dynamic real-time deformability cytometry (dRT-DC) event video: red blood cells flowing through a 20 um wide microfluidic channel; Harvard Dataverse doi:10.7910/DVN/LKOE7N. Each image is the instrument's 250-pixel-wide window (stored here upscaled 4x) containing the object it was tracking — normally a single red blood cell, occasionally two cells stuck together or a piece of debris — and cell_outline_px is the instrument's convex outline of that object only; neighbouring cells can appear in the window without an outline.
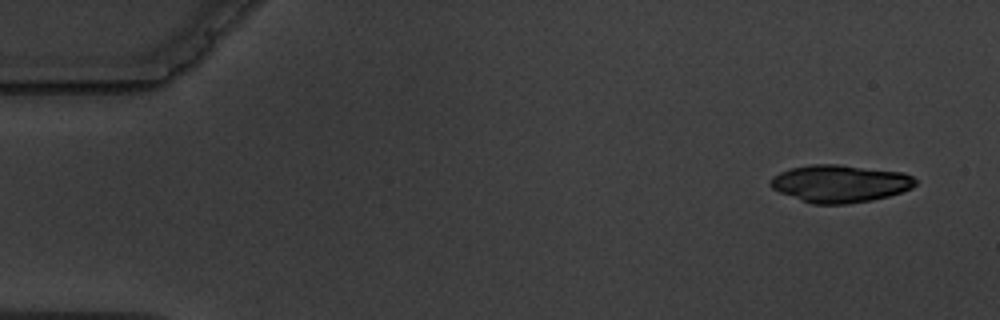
{"species": "common noctule bat (a hibernating species)", "species_latin": "Nyctalus noctula", "temperature_condition": "warm", "stored_images_in_passage": 6, "camera_frame_rate_fps": 3000, "um_per_image_px": 0.085, "animal": {"sex": "male", "body_mass_g": 19.5, "forearm_length_mm": 54.6}, "frame": {"image": 1, "passage_image": 1, "time_ms": 0.0, "image_size_px": [1000, 320], "cell_outline_px": [[916, 184], [912, 188], [888, 196], [872, 200], [848, 204], [812, 204], [780, 192], [772, 188], [768, 184], [772, 176], [780, 172], [792, 168], [808, 164], [840, 164], [904, 172], [912, 176], [916, 180]], "centroid_in_image_um": [71.4, 15.59], "position_along_channel_um": 13.6, "area_um2": 31.79}}